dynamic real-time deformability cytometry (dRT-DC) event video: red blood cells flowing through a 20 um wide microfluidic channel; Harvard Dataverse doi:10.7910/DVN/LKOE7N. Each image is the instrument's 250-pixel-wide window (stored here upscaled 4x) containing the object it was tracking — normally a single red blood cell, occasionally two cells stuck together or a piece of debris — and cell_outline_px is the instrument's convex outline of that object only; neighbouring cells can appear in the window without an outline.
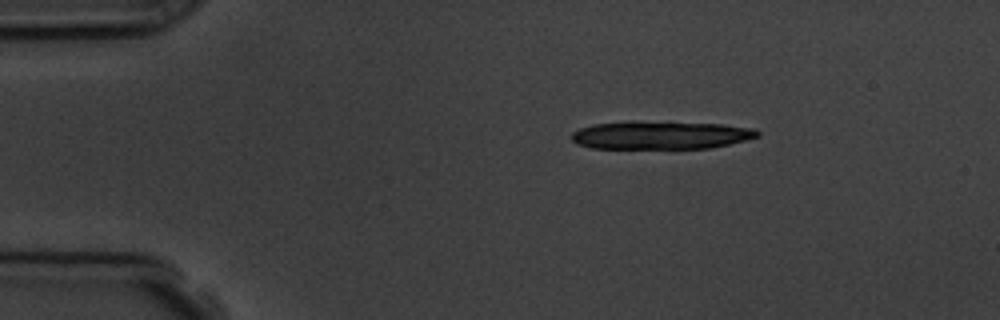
{"species": "common noctule bat (a hibernating species)", "species_latin": "Nyctalus noctula", "temperature_condition": "room temperature", "stored_images_in_passage": 2, "camera_frame_rate_fps": 3000, "um_per_image_px": 0.085, "animal": {"sex": "male", "body_mass_g": 19.5, "forearm_length_mm": 54.6}, "frame": {"image": 1, "passage_image": 1, "time_ms": 0.0, "image_size_px": [1000, 320], "cell_outline_px": [[760, 136], [712, 148], [592, 148], [576, 144], [572, 140], [572, 132], [580, 128], [592, 124], [720, 124], [756, 128], [760, 132]], "centroid_in_image_um": [56.2, 11.53], "position_along_channel_um": 28.8, "area_um2": 28.9}}